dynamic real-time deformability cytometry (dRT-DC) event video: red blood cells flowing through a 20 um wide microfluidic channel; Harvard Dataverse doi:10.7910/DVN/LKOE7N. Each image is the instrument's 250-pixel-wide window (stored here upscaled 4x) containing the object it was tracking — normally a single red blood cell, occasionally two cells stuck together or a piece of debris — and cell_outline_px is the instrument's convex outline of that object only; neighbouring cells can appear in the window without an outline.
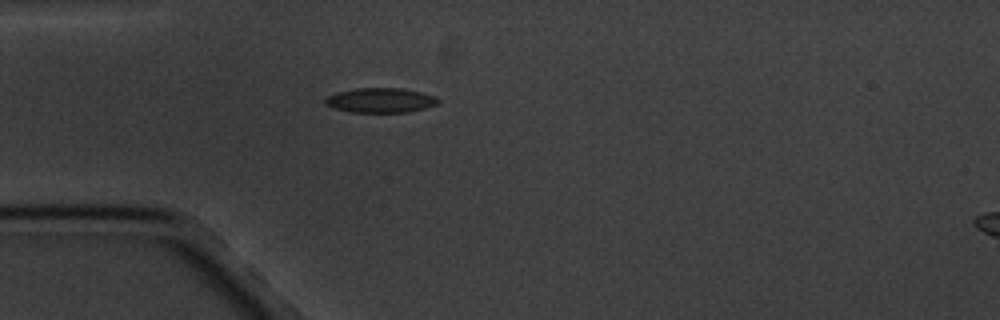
{"species": "common noctule bat (a hibernating species)", "species_latin": "Nyctalus noctula", "temperature_condition": "cold", "stored_images_in_passage": 5, "camera_frame_rate_fps": 3000, "um_per_image_px": 0.085, "animal": {"sex": "male", "body_mass_g": 20.1, "forearm_length_mm": 53.5}, "frame": {"image": 1, "passage_image": 5, "time_ms": 5.333, "image_size_px": [1000, 320], "cell_outline_px": [[440, 100], [436, 104], [424, 108], [408, 112], [348, 112], [332, 108], [324, 104], [324, 100], [328, 96], [336, 92], [356, 88], [400, 88], [420, 92], [436, 96]], "centroid_in_image_um": [32.3, 8.52], "position_along_channel_um": 52.7, "area_um2": 16.3}}